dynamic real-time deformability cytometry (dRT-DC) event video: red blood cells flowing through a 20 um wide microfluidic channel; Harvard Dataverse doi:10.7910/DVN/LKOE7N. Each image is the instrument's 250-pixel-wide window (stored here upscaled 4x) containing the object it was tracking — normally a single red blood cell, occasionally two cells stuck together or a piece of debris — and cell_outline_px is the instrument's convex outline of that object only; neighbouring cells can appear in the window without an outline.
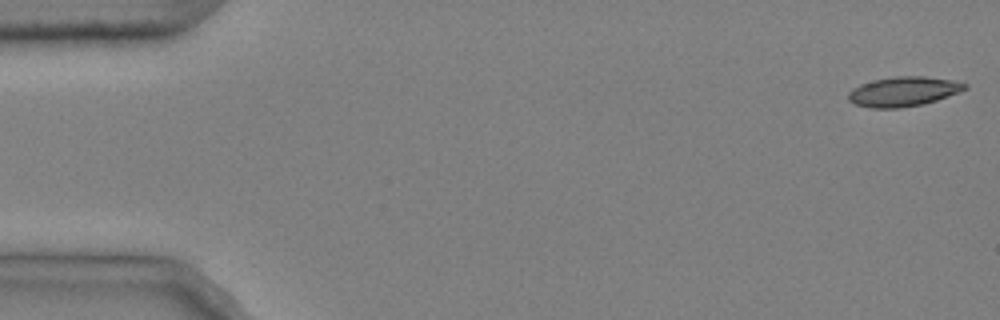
{"species": "common noctule bat (a hibernating species)", "species_latin": "Nyctalus noctula", "temperature_condition": "cold", "stored_images_in_passage": 5, "camera_frame_rate_fps": 3000, "um_per_image_px": 0.085, "animal": {"sex": "male", "body_mass_g": 20.4}, "frame": {"image": 1, "passage_image": 1, "time_ms": 0.0, "image_size_px": [1000, 320], "cell_outline_px": [[968, 88], [960, 92], [924, 104], [900, 108], [872, 108], [856, 104], [848, 100], [848, 92], [852, 88], [860, 84], [876, 80], [896, 76], [924, 76], [952, 80], [968, 84]], "centroid_in_image_um": [76.8, 7.78], "position_along_channel_um": 8.2, "area_um2": 20.11}}
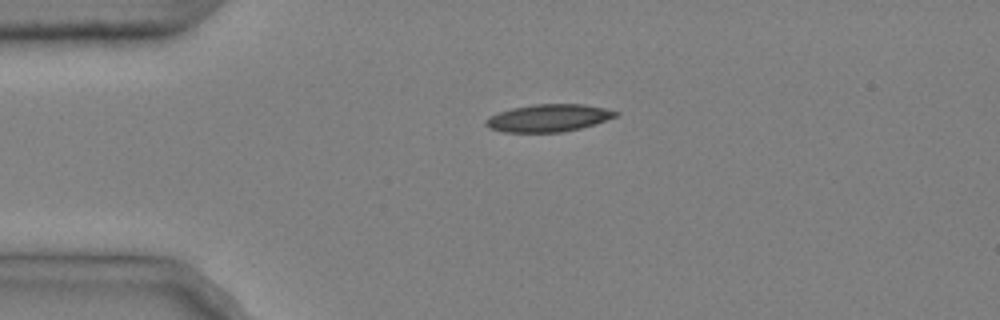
{"frame": {"image": 2, "passage_image": 4, "time_ms": 1.0, "image_size_px": [1000, 320], "cell_outline_px": [[620, 112], [616, 116], [580, 128], [564, 132], [504, 132], [488, 128], [484, 124], [484, 120], [488, 116], [512, 108], [536, 104], [584, 104], [604, 108]], "centroid_in_image_um": [46.57, 10.03], "position_along_channel_um": 38.4, "area_um2": 20.63}}